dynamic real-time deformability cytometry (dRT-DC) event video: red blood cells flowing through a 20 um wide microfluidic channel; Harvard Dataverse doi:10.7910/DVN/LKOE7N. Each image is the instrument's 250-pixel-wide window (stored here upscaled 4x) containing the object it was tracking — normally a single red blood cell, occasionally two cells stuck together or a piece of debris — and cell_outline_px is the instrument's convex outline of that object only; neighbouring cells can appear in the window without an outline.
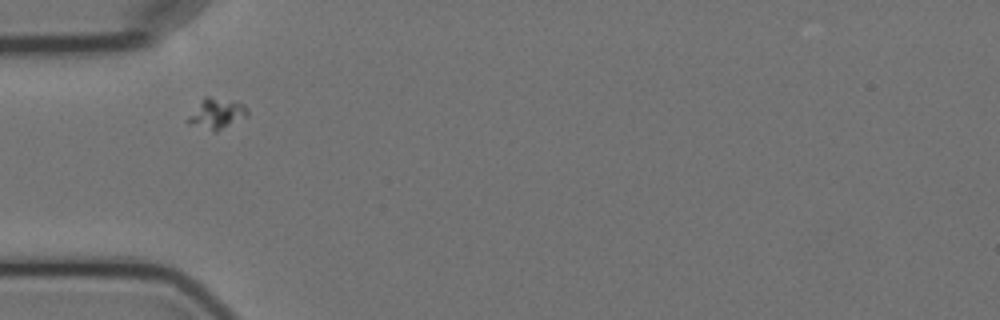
{"species": "Egyptian fruit bat (a non-hibernating species)", "species_latin": "Rousettus aegyptiacus", "temperature_condition": "cold", "stored_images_in_passage": 3, "camera_frame_rate_fps": 3000, "um_per_image_px": 0.085, "animal": {"sex": "female"}, "frame": {"image": 1, "passage_image": 2, "time_ms": 1.333, "image_size_px": [1000, 320], "cell_outline_px": [[248, 116], [216, 132], [212, 132], [188, 124], [184, 120], [204, 96], [208, 96], [236, 100], [244, 104], [248, 112]], "centroid_in_image_um": [18.39, 9.66], "position_along_channel_um": 66.6, "area_um2": 10.98}}
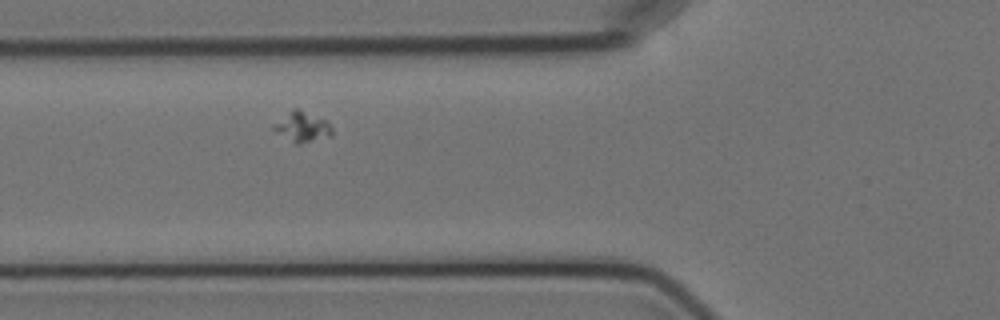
{"frame": {"image": 2, "passage_image": 3, "time_ms": 2.333, "image_size_px": [1000, 320], "cell_outline_px": [[332, 136], [300, 144], [296, 144], [272, 128], [272, 124], [292, 108], [296, 108], [328, 120], [332, 128]], "centroid_in_image_um": [25.71, 10.77], "position_along_channel_um": 100.1, "area_um2": 10.29}}